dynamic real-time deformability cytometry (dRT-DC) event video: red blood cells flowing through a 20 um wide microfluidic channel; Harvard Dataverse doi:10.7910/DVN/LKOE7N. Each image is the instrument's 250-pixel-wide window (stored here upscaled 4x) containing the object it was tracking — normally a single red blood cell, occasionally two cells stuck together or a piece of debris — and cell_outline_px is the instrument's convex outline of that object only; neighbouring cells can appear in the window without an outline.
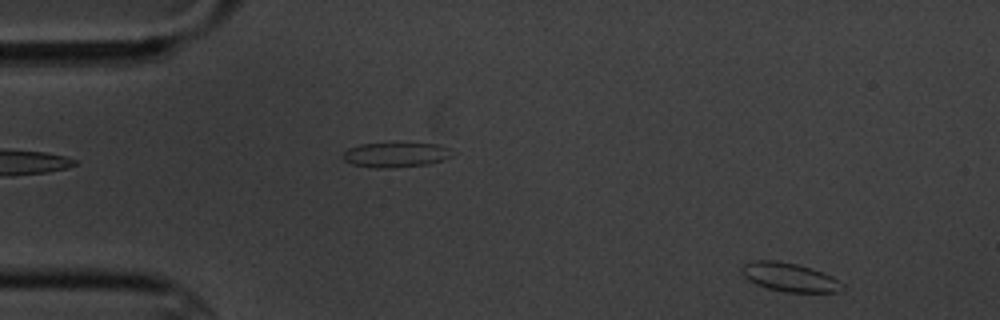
{"species": "common noctule bat (a hibernating species)", "species_latin": "Nyctalus noctula", "temperature_condition": "cold", "stored_images_in_passage": 5, "camera_frame_rate_fps": 3000, "um_per_image_px": 0.085, "animal": {"sex": "male", "body_mass_g": 20.1, "forearm_length_mm": 53.5}, "frame": {"image": 1, "passage_image": 5, "time_ms": 4.667, "image_size_px": [1000, 320], "cell_outline_px": [[844, 288], [840, 292], [784, 292], [768, 288], [756, 284], [748, 280], [740, 272], [740, 268], [744, 264], [752, 260], [776, 260], [796, 264], [812, 268], [832, 276], [844, 284]], "centroid_in_image_um": [67.1, 23.56], "position_along_channel_um": 17.9, "area_um2": 16.99}}